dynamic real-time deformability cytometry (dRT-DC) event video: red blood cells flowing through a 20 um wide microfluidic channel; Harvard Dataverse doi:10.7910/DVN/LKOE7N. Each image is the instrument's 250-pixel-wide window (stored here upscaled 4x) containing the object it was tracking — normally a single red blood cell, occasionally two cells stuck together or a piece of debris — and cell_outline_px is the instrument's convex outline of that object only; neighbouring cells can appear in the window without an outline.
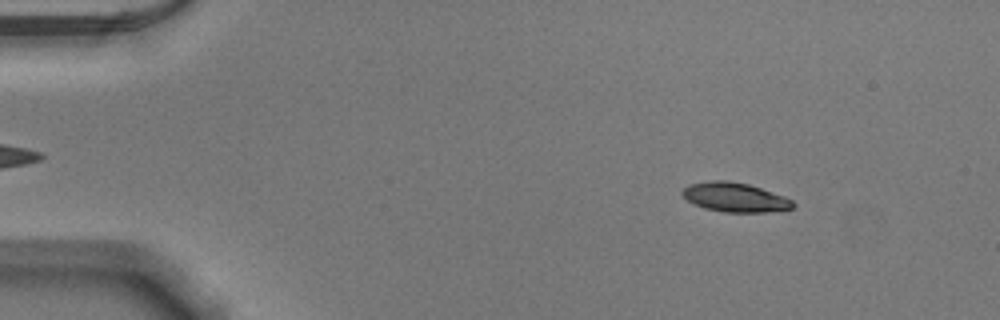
{"species": "Egyptian fruit bat (a non-hibernating species)", "species_latin": "Rousettus aegyptiacus", "temperature_condition": "warm", "stored_images_in_passage": 52, "camera_frame_rate_fps": 3000, "um_per_image_px": 0.085, "animal": {"sex": "male"}, "frame": {"image": 1, "passage_image": 7, "time_ms": 2.0, "image_size_px": [1000, 320], "cell_outline_px": [[796, 204], [792, 208], [764, 212], [724, 212], [704, 208], [688, 200], [680, 192], [688, 184], [712, 180], [728, 180], [748, 184], [784, 196], [792, 200]], "centroid_in_image_um": [62.45, 16.76], "position_along_channel_um": 22.5, "area_um2": 18.73}}
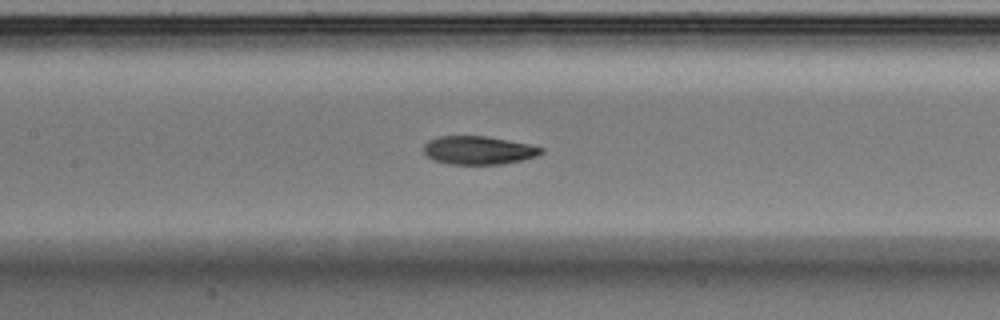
{"frame": {"image": 2, "passage_image": 25, "time_ms": 8.0, "image_size_px": [1000, 320], "cell_outline_px": [[544, 152], [536, 156], [520, 160], [500, 164], [448, 164], [432, 160], [424, 152], [424, 144], [428, 140], [440, 136], [484, 136], [508, 140], [528, 144], [544, 148]], "centroid_in_image_um": [40.64, 12.77], "position_along_channel_um": 166.8, "area_um2": 19.31}}
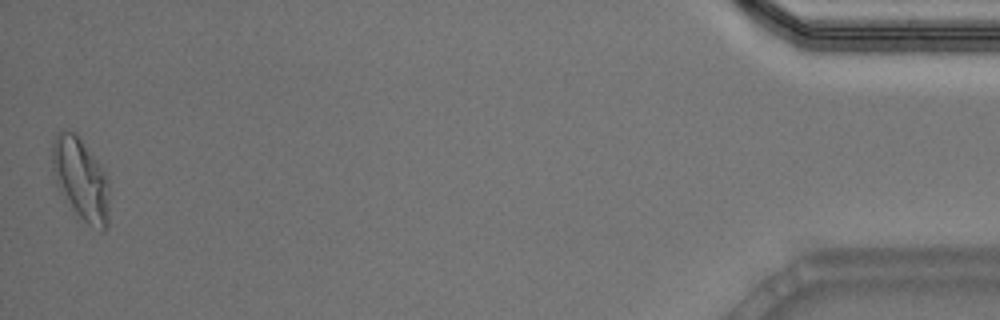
{"frame": {"image": 3, "passage_image": 52, "time_ms": 17.0, "image_size_px": [1000, 320], "cell_outline_px": [[108, 224], [104, 232], [100, 232], [76, 220], [60, 192], [56, 184], [52, 172], [52, 144], [56, 132], [64, 128], [76, 132], [104, 168], [108, 176]], "centroid_in_image_um": [6.86, 15.28], "position_along_channel_um": 428.3, "area_um2": 28.78}, "authors_computed_cell_mechanics": {"area_um2": 19.941, "velocity_mm_per_s": 3.8768, "shape_relaxation_time_tau1_ms": 6.0505, "shape_relaxation_time_tau2_ms": 2.1668, "deformation_change_tau1": 0.2163, "deformation_change_tau2": 0.0827}}